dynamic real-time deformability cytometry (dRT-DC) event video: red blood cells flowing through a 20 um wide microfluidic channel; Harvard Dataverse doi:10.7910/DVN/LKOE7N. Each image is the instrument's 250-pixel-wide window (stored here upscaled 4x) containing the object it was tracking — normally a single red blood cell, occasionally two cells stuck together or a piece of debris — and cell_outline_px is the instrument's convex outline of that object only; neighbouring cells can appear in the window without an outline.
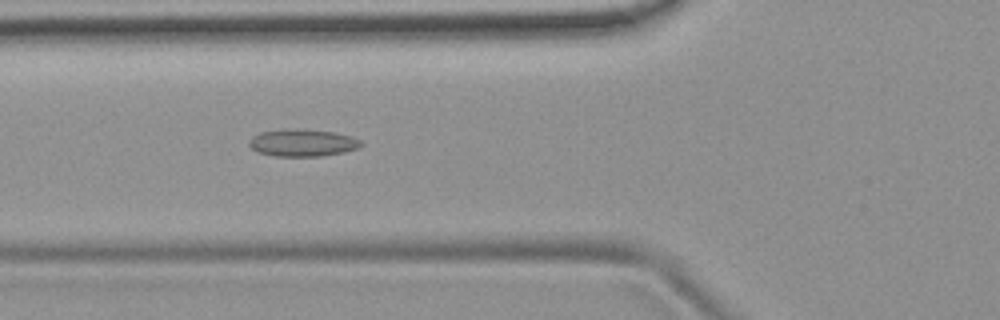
{"species": "common noctule bat (a hibernating species)", "species_latin": "Nyctalus noctula", "temperature_condition": "room temperature", "stored_images_in_passage": 5, "camera_frame_rate_fps": 3000, "um_per_image_px": 0.085, "animal": {"sex": "female", "body_mass_g": 19.9}, "frame": {"image": 1, "passage_image": 5, "time_ms": 1.333, "image_size_px": [1000, 320], "cell_outline_px": [[364, 144], [360, 148], [344, 152], [320, 156], [276, 156], [260, 152], [252, 148], [248, 144], [248, 140], [252, 136], [260, 132], [332, 132], [352, 136], [360, 140]], "centroid_in_image_um": [25.78, 12.2], "position_along_channel_um": 100.0, "area_um2": 16.7}}